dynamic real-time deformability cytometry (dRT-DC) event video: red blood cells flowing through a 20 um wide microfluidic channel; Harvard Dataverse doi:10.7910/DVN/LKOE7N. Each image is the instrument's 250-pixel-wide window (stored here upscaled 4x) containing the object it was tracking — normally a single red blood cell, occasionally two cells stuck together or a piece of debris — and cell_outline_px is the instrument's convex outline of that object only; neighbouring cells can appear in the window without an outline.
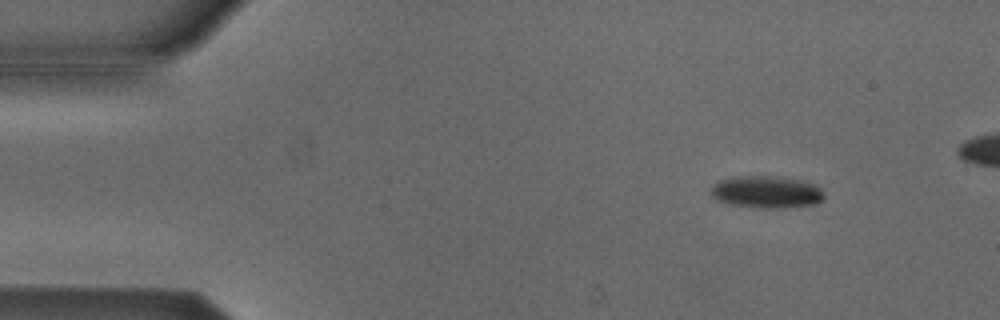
{"species": "Egyptian fruit bat (a non-hibernating species)", "species_latin": "Rousettus aegyptiacus", "temperature_condition": "cold", "stored_images_in_passage": 44, "camera_frame_rate_fps": 3000, "um_per_image_px": 0.085, "animal": {"sex": "male"}, "frame": {"image": 1, "passage_image": 1, "time_ms": 0.0, "image_size_px": [1000, 320], "cell_outline_px": [[824, 196], [820, 200], [812, 204], [768, 208], [764, 208], [728, 204], [716, 200], [708, 192], [712, 184], [720, 180], [740, 176], [768, 176], [796, 180], [812, 184], [820, 188], [824, 192]], "centroid_in_image_um": [65.04, 16.32], "position_along_channel_um": 20.0, "area_um2": 20.75}}
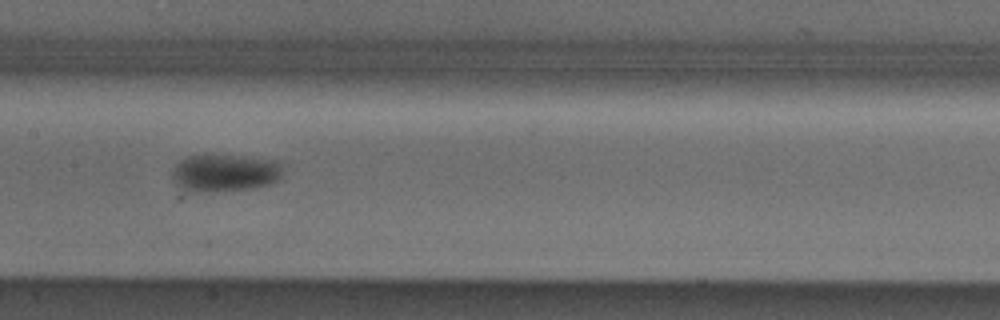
{"frame": {"image": 2, "passage_image": 21, "time_ms": 6.667, "image_size_px": [1000, 320], "cell_outline_px": [[280, 176], [276, 180], [268, 184], [252, 188], [204, 192], [192, 192], [180, 188], [172, 180], [172, 172], [176, 164], [180, 160], [188, 156], [232, 156], [276, 160], [280, 164]], "centroid_in_image_um": [19.04, 14.71], "position_along_channel_um": 188.4, "area_um2": 23.64}}
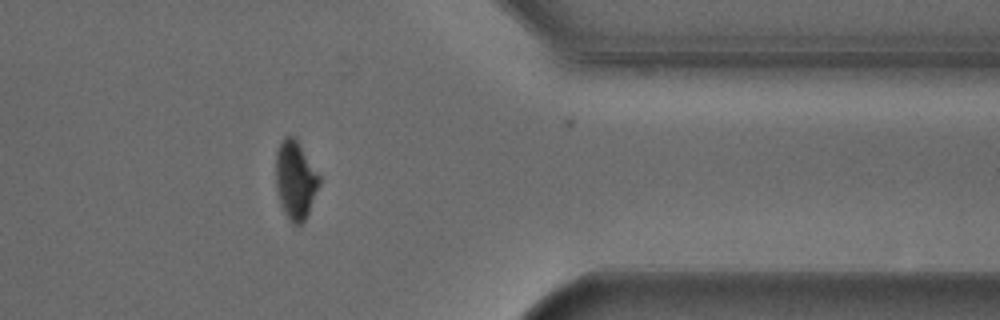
{"frame": {"image": 3, "passage_image": 38, "time_ms": 12.333, "image_size_px": [1000, 320], "cell_outline_px": [[320, 184], [308, 212], [304, 220], [300, 224], [292, 224], [284, 212], [276, 188], [276, 152], [280, 140], [284, 136], [292, 136], [296, 140], [320, 176]], "centroid_in_image_um": [25.09, 15.29], "position_along_channel_um": 386.3, "area_um2": 19.48}}